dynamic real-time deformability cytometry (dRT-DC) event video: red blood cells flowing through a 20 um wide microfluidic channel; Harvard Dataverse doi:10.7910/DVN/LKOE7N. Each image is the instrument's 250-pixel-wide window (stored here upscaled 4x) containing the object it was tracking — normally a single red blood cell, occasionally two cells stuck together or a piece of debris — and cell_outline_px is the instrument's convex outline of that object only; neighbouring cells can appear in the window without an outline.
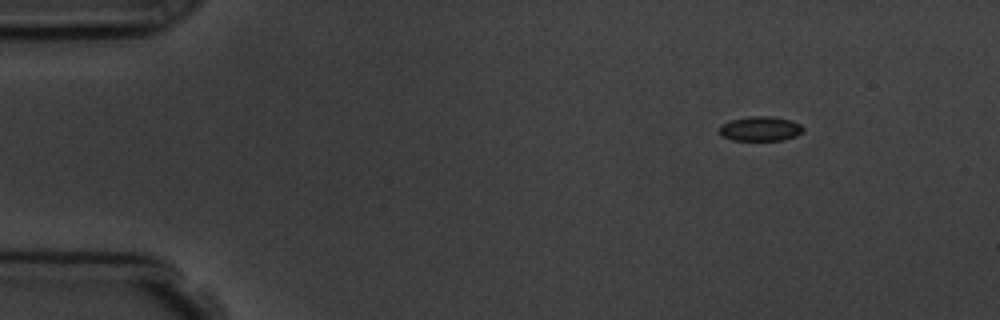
{"species": "common noctule bat (a hibernating species)", "species_latin": "Nyctalus noctula", "temperature_condition": "room temperature", "stored_images_in_passage": 4, "camera_frame_rate_fps": 3000, "um_per_image_px": 0.085, "animal": {"sex": "male", "body_mass_g": 19.5, "forearm_length_mm": 54.6}, "frame": {"image": 1, "passage_image": 1, "time_ms": 0.0, "image_size_px": [1000, 320], "cell_outline_px": [[804, 128], [796, 136], [784, 140], [732, 140], [720, 136], [720, 124], [732, 120], [752, 116], [772, 116], [792, 120], [800, 124]], "centroid_in_image_um": [64.62, 10.94], "position_along_channel_um": 20.4, "area_um2": 12.02}}
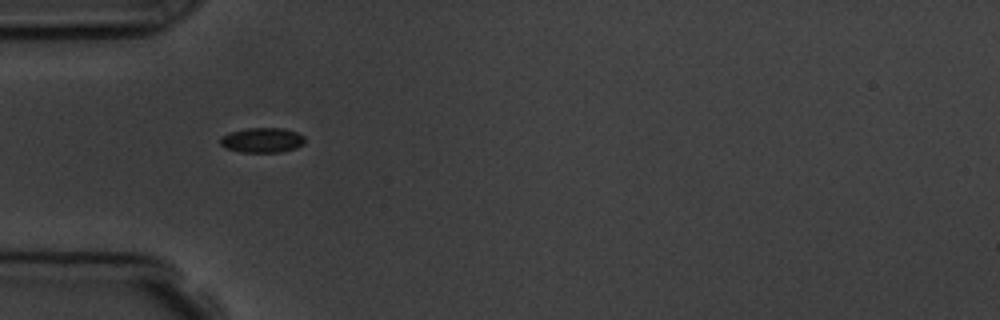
{"frame": {"image": 2, "passage_image": 4, "time_ms": 3.333, "image_size_px": [1000, 320], "cell_outline_px": [[304, 144], [296, 148], [280, 152], [240, 152], [224, 148], [220, 144], [220, 136], [228, 132], [248, 128], [284, 128], [296, 132], [304, 136]], "centroid_in_image_um": [22.25, 11.91], "position_along_channel_um": 62.7, "area_um2": 12.43}}